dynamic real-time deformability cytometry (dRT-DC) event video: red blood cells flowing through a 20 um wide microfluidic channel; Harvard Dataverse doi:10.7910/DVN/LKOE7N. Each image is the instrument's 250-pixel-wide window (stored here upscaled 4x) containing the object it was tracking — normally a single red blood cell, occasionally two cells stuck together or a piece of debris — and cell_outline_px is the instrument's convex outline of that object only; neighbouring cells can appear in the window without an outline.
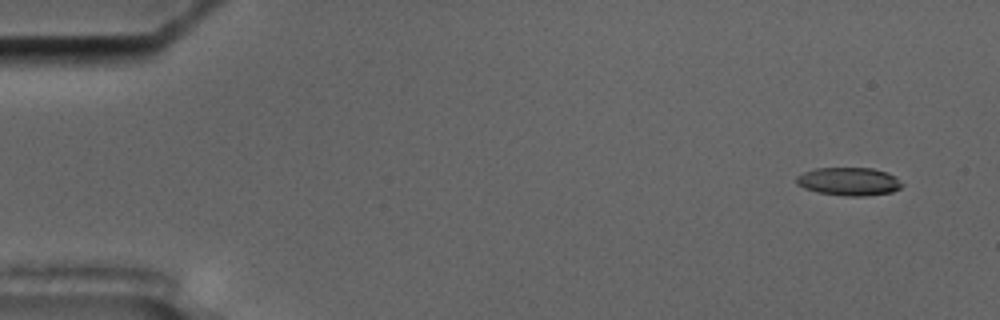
{"species": "common noctule bat (a hibernating species)", "species_latin": "Nyctalus noctula", "temperature_condition": "cold", "stored_images_in_passage": 6, "camera_frame_rate_fps": 3000, "um_per_image_px": 0.085, "animal": {"sex": "male", "body_mass_g": 17.5, "forearm_length_mm": 52.3}, "frame": {"image": 1, "passage_image": 2, "time_ms": 1.0, "image_size_px": [1000, 320], "cell_outline_px": [[904, 184], [900, 188], [892, 192], [864, 196], [844, 196], [816, 192], [804, 188], [796, 184], [796, 176], [804, 172], [816, 168], [872, 168], [888, 172], [896, 176]], "centroid_in_image_um": [72.17, 15.42], "position_along_channel_um": 12.8, "area_um2": 17.51}}
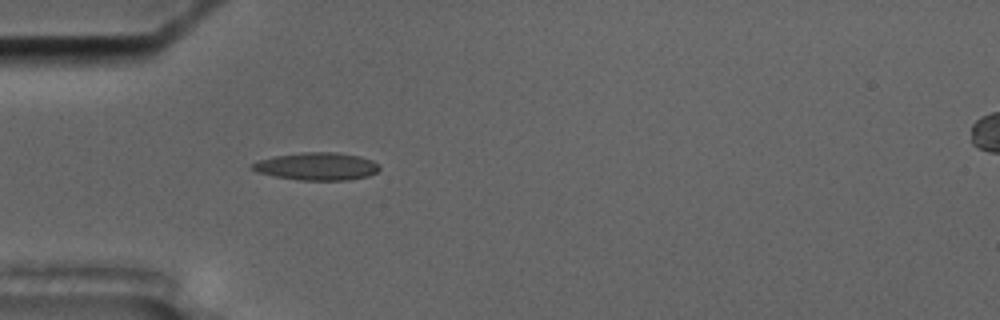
{"frame": {"image": 2, "passage_image": 6, "time_ms": 5.667, "image_size_px": [1000, 320], "cell_outline_px": [[380, 168], [376, 172], [368, 176], [348, 180], [300, 180], [276, 176], [260, 172], [248, 168], [252, 164], [260, 160], [272, 156], [300, 152], [336, 152], [360, 156], [372, 160]], "centroid_in_image_um": [26.93, 14.13], "position_along_channel_um": 58.1, "area_um2": 20.4}}